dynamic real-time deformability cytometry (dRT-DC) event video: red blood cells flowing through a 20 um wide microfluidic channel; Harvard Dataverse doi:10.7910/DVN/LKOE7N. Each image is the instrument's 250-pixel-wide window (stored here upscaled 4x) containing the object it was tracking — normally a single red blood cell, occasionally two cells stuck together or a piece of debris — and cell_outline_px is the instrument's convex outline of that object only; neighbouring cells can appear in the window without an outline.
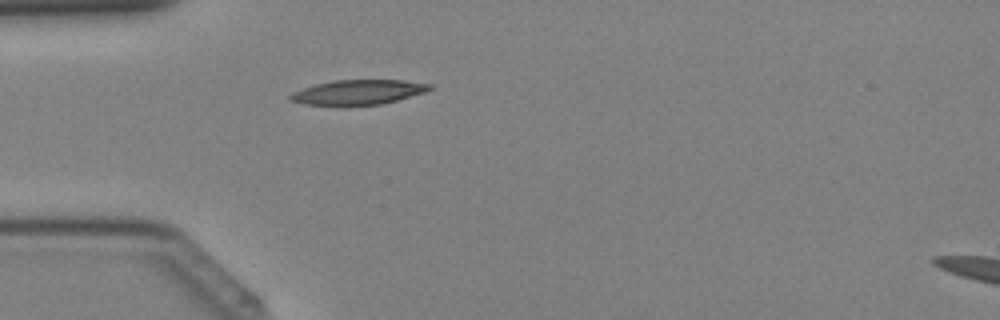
{"species": "Egyptian fruit bat (a non-hibernating species)", "species_latin": "Rousettus aegyptiacus", "temperature_condition": "cold", "stored_images_in_passage": 37, "camera_frame_rate_fps": 3000, "um_per_image_px": 0.085, "animal": {"sex": "female"}, "frame": {"image": 1, "passage_image": 9, "time_ms": 2.667, "image_size_px": [1000, 320], "cell_outline_px": [[432, 88], [424, 92], [396, 100], [380, 104], [304, 104], [288, 100], [288, 96], [292, 92], [316, 84], [332, 80], [400, 80], [432, 84]], "centroid_in_image_um": [30.42, 7.81], "position_along_channel_um": 54.6, "area_um2": 19.59}}
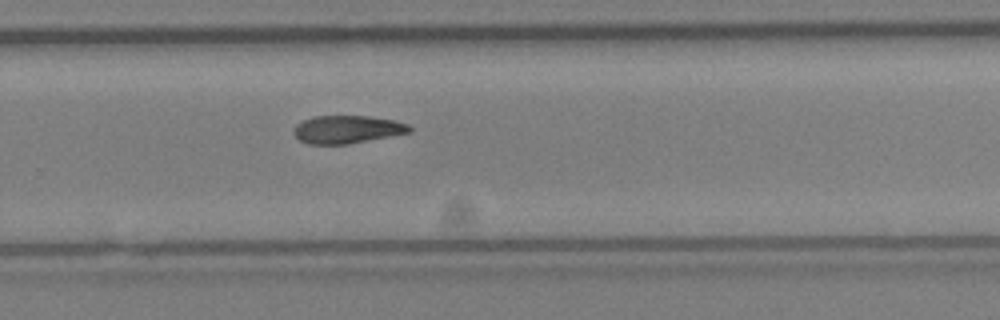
{"frame": {"image": 2, "passage_image": 24, "time_ms": 7.667, "image_size_px": [1000, 320], "cell_outline_px": [[412, 132], [348, 144], [308, 144], [300, 140], [296, 136], [296, 124], [304, 120], [316, 116], [368, 116], [392, 120], [408, 124], [412, 128]], "centroid_in_image_um": [29.55, 11.0], "position_along_channel_um": 300.3, "area_um2": 18.55}}
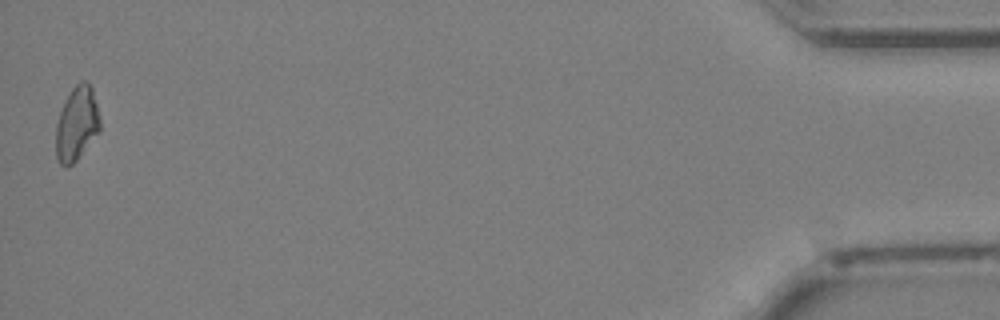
{"frame": {"image": 3, "passage_image": 37, "time_ms": 12.0, "image_size_px": [1000, 320], "cell_outline_px": [[100, 132], [76, 160], [68, 168], [64, 168], [60, 164], [56, 156], [56, 124], [64, 100], [72, 88], [80, 80], [84, 80], [92, 88], [100, 120]], "centroid_in_image_um": [6.51, 10.54], "position_along_channel_um": 428.7, "area_um2": 19.13}}